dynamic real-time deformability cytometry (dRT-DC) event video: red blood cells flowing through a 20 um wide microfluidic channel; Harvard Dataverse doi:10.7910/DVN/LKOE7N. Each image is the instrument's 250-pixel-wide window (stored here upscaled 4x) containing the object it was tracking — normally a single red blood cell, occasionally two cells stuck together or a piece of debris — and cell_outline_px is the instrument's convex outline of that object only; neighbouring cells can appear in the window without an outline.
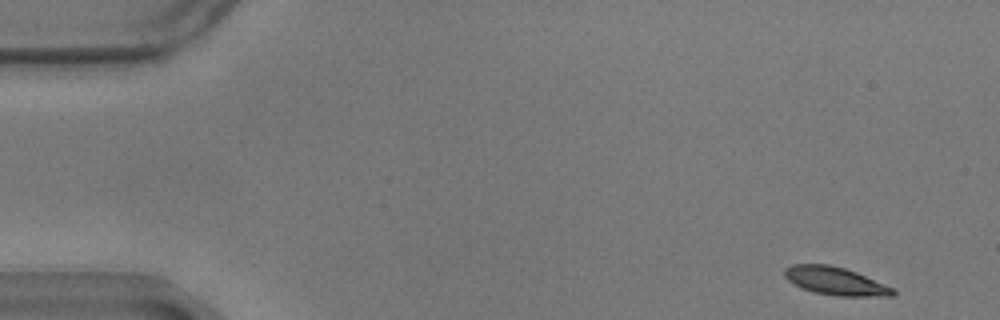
{"species": "common noctule bat (a hibernating species)", "species_latin": "Nyctalus noctula", "temperature_condition": "warm", "stored_images_in_passage": 56, "camera_frame_rate_fps": 3000, "um_per_image_px": 0.085, "animal": {"sex": "male", "body_mass_g": 17.9}, "frame": {"image": 1, "passage_image": 1, "time_ms": 0.0, "image_size_px": [1000, 320], "cell_outline_px": [[896, 292], [892, 296], [836, 296], [812, 292], [792, 284], [784, 276], [784, 268], [792, 264], [828, 264], [844, 268], [856, 272], [896, 288]], "centroid_in_image_um": [71.01, 23.89], "position_along_channel_um": 14.0, "area_um2": 17.92}}
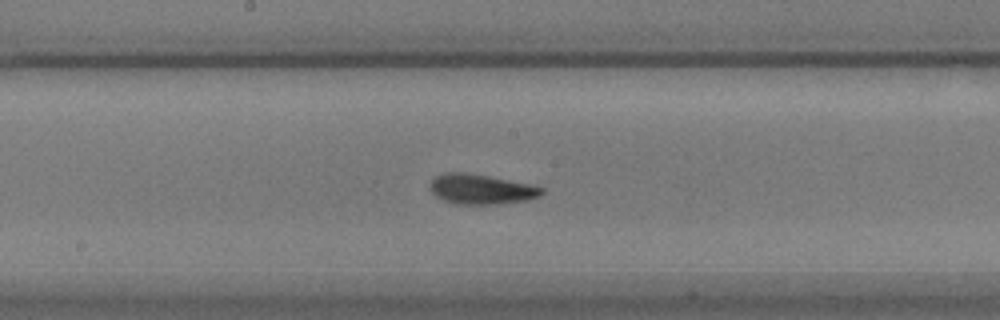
{"frame": {"image": 2, "passage_image": 28, "time_ms": 9.0, "image_size_px": [1000, 320], "cell_outline_px": [[544, 192], [540, 196], [528, 200], [496, 204], [456, 204], [444, 200], [436, 196], [428, 188], [432, 180], [436, 176], [444, 172], [464, 172], [488, 176], [532, 184], [544, 188]], "centroid_in_image_um": [40.91, 16.08], "position_along_channel_um": 207.3, "area_um2": 19.59}}
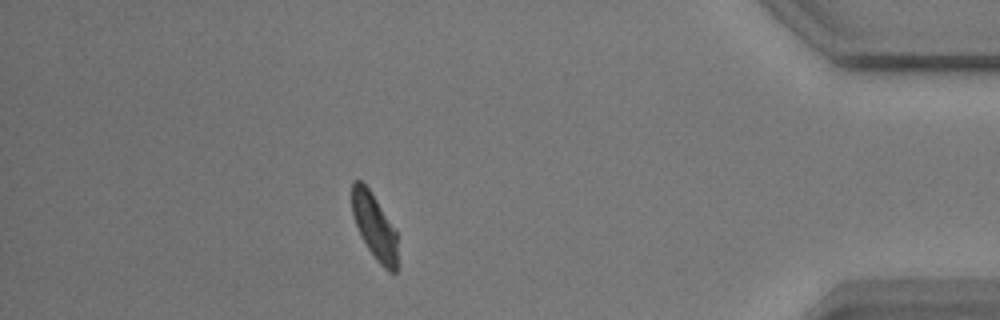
{"frame": {"image": 3, "passage_image": 49, "time_ms": 16.0, "image_size_px": [1000, 320], "cell_outline_px": [[396, 272], [388, 272], [376, 260], [368, 248], [356, 224], [352, 212], [352, 180], [360, 180], [368, 188], [376, 200], [396, 232]], "centroid_in_image_um": [31.81, 19.24], "position_along_channel_um": 403.4, "area_um2": 16.76}, "authors_computed_cell_mechanics": {"area_um2": 18.496, "velocity_mm_per_s": 3.4259, "shape_relaxation_time_tau1_ms": 4.9088, "shape_relaxation_time_tau2_ms": 2.1806, "deformation_change_tau1": 0.1548, "deformation_change_tau2": 0.0863}}